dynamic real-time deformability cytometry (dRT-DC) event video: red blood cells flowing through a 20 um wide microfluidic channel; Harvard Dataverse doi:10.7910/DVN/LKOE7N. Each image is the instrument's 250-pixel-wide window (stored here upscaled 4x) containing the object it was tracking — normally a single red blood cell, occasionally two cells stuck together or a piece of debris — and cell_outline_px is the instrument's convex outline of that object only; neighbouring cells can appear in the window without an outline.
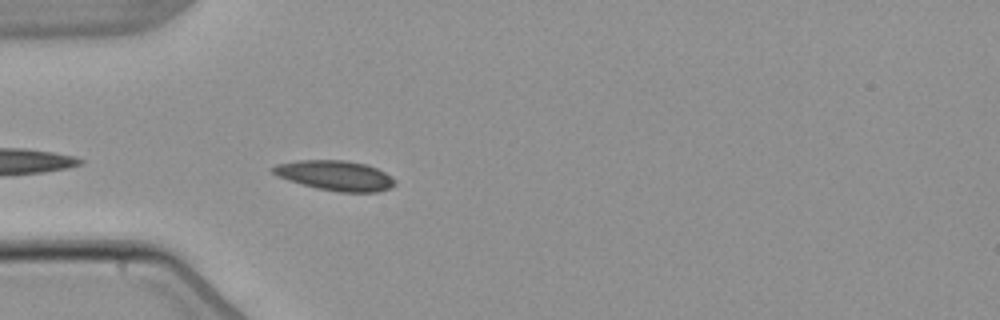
{"species": "common noctule bat (a hibernating species)", "species_latin": "Nyctalus noctula", "temperature_condition": "warm", "stored_images_in_passage": 5, "camera_frame_rate_fps": 3000, "um_per_image_px": 0.085, "animal": {"sex": "male", "body_mass_g": 21.5, "forearm_length_mm": 52.0}, "frame": {"image": 1, "passage_image": 5, "time_ms": 5.0, "image_size_px": [1000, 320], "cell_outline_px": [[396, 184], [392, 188], [376, 192], [340, 192], [316, 188], [288, 180], [276, 176], [268, 168], [276, 164], [300, 160], [344, 160], [368, 164], [392, 176], [396, 180]], "centroid_in_image_um": [28.5, 14.92], "position_along_channel_um": 56.5, "area_um2": 21.56}}